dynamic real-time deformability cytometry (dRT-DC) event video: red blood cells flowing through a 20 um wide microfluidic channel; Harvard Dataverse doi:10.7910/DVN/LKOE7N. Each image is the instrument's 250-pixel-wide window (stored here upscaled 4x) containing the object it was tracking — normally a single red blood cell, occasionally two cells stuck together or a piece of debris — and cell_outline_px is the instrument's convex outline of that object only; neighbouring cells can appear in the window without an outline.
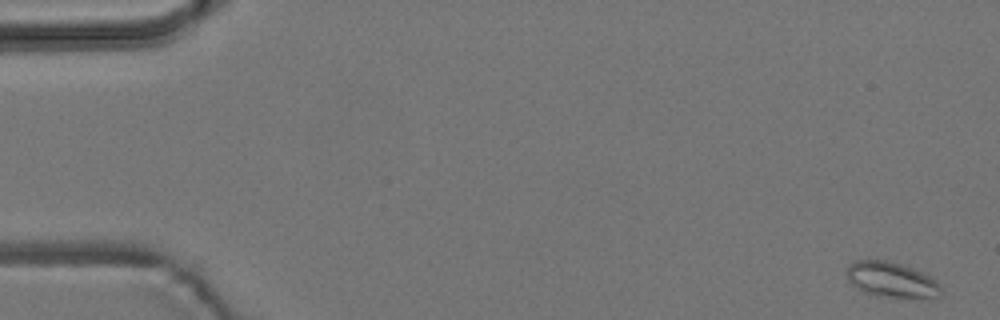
{"species": "common noctule bat (a hibernating species)", "species_latin": "Nyctalus noctula", "temperature_condition": "room temperature", "stored_images_in_passage": 7, "camera_frame_rate_fps": 3000, "um_per_image_px": 0.085, "animal": {"sex": "male", "body_mass_g": 19.2, "forearm_length_mm": 51.8}, "frame": {"image": 1, "passage_image": 1, "time_ms": 0.0, "image_size_px": [1000, 320], "cell_outline_px": [[940, 292], [936, 296], [892, 296], [868, 292], [852, 284], [848, 280], [848, 264], [856, 260], [884, 260], [900, 264], [912, 268], [936, 280], [940, 284]], "centroid_in_image_um": [75.75, 23.72], "position_along_channel_um": 9.3, "area_um2": 18.26}}
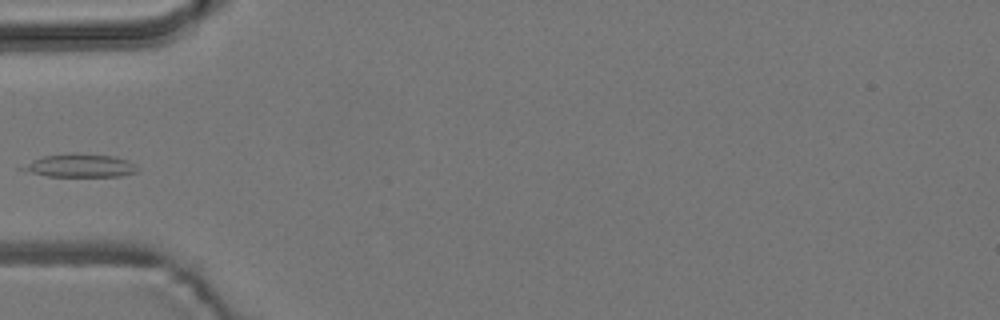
{"frame": {"image": 2, "passage_image": 6, "time_ms": 5.667, "image_size_px": [1000, 320], "cell_outline_px": [[140, 168], [136, 172], [120, 176], [48, 176], [16, 168], [44, 156], [72, 152], [112, 156], [124, 160]], "centroid_in_image_um": [6.79, 14.07], "position_along_channel_um": 78.2, "area_um2": 15.26}}
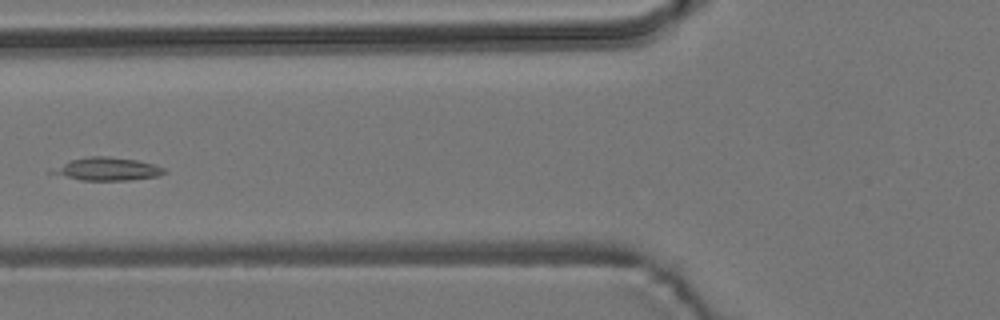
{"frame": {"image": 3, "passage_image": 7, "time_ms": 6.667, "image_size_px": [1000, 320], "cell_outline_px": [[168, 172], [160, 176], [128, 180], [80, 180], [48, 172], [72, 160], [92, 156], [108, 156], [136, 160], [152, 164], [164, 168]], "centroid_in_image_um": [9.19, 14.37], "position_along_channel_um": 116.6, "area_um2": 14.68}}